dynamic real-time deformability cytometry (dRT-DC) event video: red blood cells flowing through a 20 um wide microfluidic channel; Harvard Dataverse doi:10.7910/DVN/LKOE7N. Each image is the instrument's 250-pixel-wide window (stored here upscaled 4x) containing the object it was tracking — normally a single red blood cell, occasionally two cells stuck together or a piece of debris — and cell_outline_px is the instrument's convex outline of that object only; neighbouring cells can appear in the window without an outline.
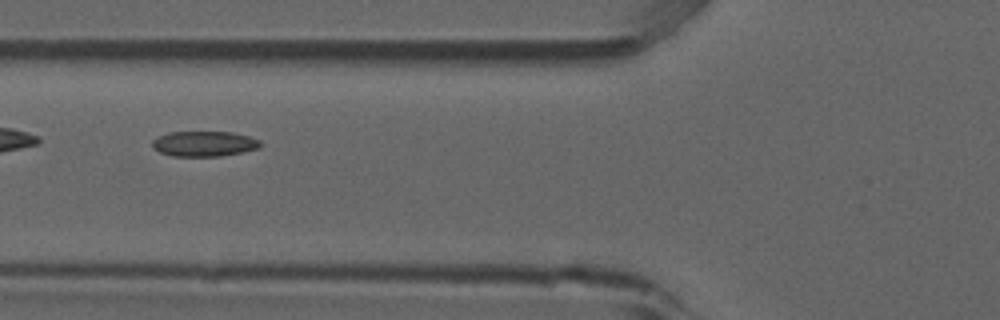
{"species": "common noctule bat (a hibernating species)", "species_latin": "Nyctalus noctula", "temperature_condition": "room temperature", "stored_images_in_passage": 8, "camera_frame_rate_fps": 3000, "um_per_image_px": 0.085, "animal": {"sex": "male", "forearm_length_mm": 52.5}, "frame": {"image": 1, "passage_image": 5, "time_ms": 1.333, "image_size_px": [1000, 320], "cell_outline_px": [[260, 148], [220, 156], [172, 156], [160, 152], [152, 148], [152, 140], [168, 132], [232, 132], [248, 136], [260, 140]], "centroid_in_image_um": [17.33, 12.22], "position_along_channel_um": 108.5, "area_um2": 15.84}}
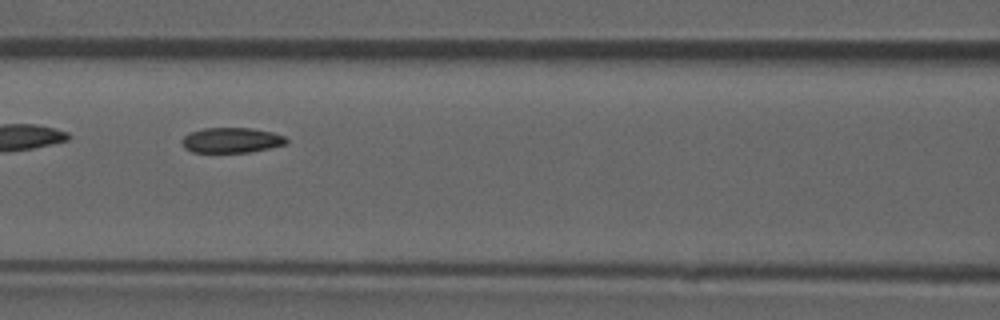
{"frame": {"image": 2, "passage_image": 6, "time_ms": 1.667, "image_size_px": [1000, 320], "cell_outline_px": [[288, 140], [284, 144], [252, 152], [192, 152], [184, 148], [180, 140], [184, 136], [192, 132], [204, 128], [252, 128], [272, 132], [284, 136]], "centroid_in_image_um": [19.65, 11.92], "position_along_channel_um": 147.0, "area_um2": 15.26}}